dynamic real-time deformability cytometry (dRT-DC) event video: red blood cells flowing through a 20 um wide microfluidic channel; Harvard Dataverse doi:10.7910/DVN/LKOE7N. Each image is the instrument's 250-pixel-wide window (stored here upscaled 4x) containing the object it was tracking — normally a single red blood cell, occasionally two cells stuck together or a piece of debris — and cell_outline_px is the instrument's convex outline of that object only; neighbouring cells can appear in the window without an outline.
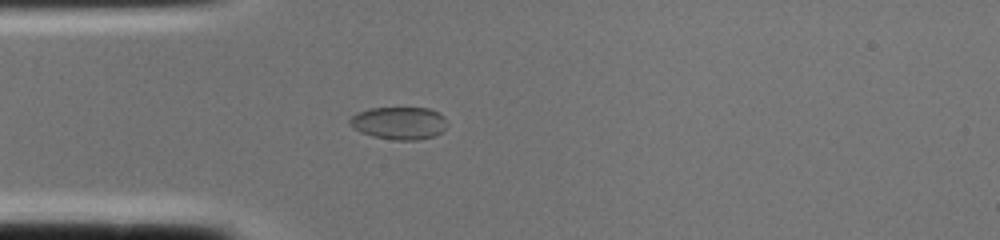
{"species": "common noctule bat (a hibernating species)", "species_latin": "Nyctalus noctula", "temperature_condition": "cold", "stored_images_in_passage": 2, "camera_frame_rate_fps": 3000, "um_per_image_px": 0.085, "animal": {"sex": "female", "body_mass_g": 22.0, "forearm_length_mm": 56.7}, "frame": {"image": 1, "passage_image": 2, "time_ms": 0.333, "image_size_px": [1000, 240], "cell_outline_px": [[444, 128], [440, 132], [432, 136], [420, 140], [396, 140], [372, 136], [360, 132], [352, 128], [348, 120], [356, 112], [368, 108], [428, 108], [444, 116]], "centroid_in_image_um": [33.85, 10.46], "position_along_channel_um": 51.2, "area_um2": 18.38}}